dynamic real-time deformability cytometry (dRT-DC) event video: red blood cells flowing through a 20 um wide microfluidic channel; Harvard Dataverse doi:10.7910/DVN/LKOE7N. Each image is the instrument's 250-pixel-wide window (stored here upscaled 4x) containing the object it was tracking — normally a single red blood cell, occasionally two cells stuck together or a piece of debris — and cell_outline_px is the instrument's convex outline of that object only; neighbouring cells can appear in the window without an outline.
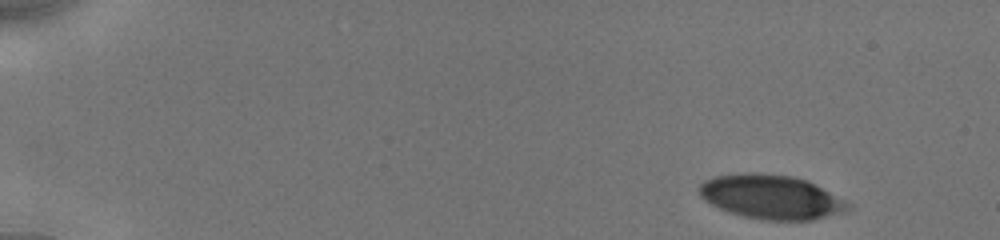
{"species": "human", "species_latin": "Homo sapiens", "temperature_condition": "cold", "stored_images_in_passage": 18, "camera_frame_rate_fps": 3000, "um_per_image_px": 0.085, "donor": {"sex": "male"}, "frame": {"image": 1, "passage_image": 1, "time_ms": 0.0, "image_size_px": [1000, 240], "cell_outline_px": [[852, 208], [848, 212], [812, 220], [764, 220], [744, 216], [720, 208], [704, 200], [700, 196], [700, 184], [704, 180], [716, 176], [744, 172], [752, 172], [792, 176], [804, 180], [852, 204]], "centroid_in_image_um": [65.56, 16.75], "position_along_channel_um": 19.4, "area_um2": 37.97}}
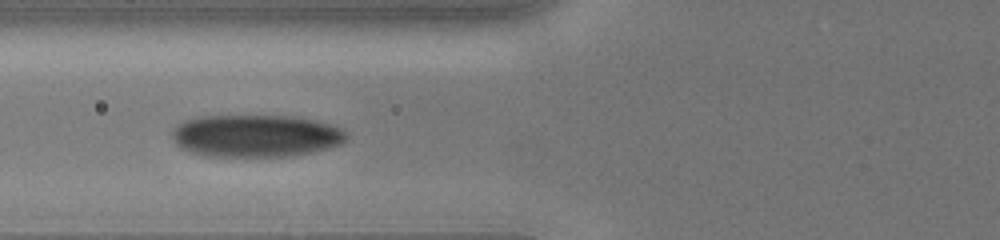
{"frame": {"image": 2, "passage_image": 11, "time_ms": 5.667, "image_size_px": [1000, 240], "cell_outline_px": [[348, 140], [340, 144], [328, 148], [312, 152], [292, 156], [204, 156], [180, 148], [176, 144], [172, 136], [172, 132], [176, 124], [184, 120], [204, 116], [292, 116], [312, 120], [328, 124], [340, 128], [348, 132]], "centroid_in_image_um": [21.74, 11.55], "position_along_channel_um": 104.1, "area_um2": 43.12}}
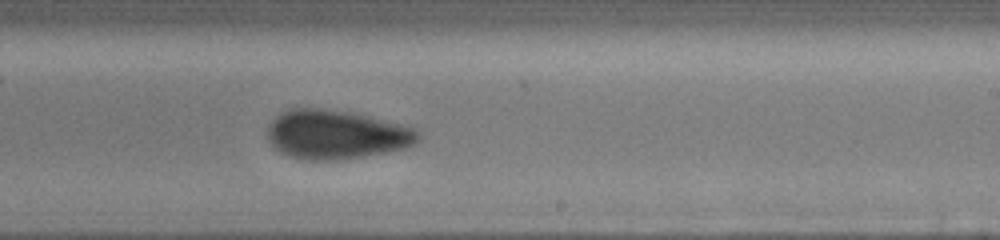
{"frame": {"image": 3, "passage_image": 18, "time_ms": 9.667, "image_size_px": [1000, 240], "cell_outline_px": [[420, 140], [416, 144], [404, 148], [384, 152], [336, 160], [308, 160], [292, 156], [280, 152], [272, 148], [268, 140], [268, 124], [280, 112], [292, 108], [320, 108], [368, 116], [408, 124], [416, 128], [420, 132]], "centroid_in_image_um": [28.59, 11.42], "position_along_channel_um": 260.4, "area_um2": 43.18}}